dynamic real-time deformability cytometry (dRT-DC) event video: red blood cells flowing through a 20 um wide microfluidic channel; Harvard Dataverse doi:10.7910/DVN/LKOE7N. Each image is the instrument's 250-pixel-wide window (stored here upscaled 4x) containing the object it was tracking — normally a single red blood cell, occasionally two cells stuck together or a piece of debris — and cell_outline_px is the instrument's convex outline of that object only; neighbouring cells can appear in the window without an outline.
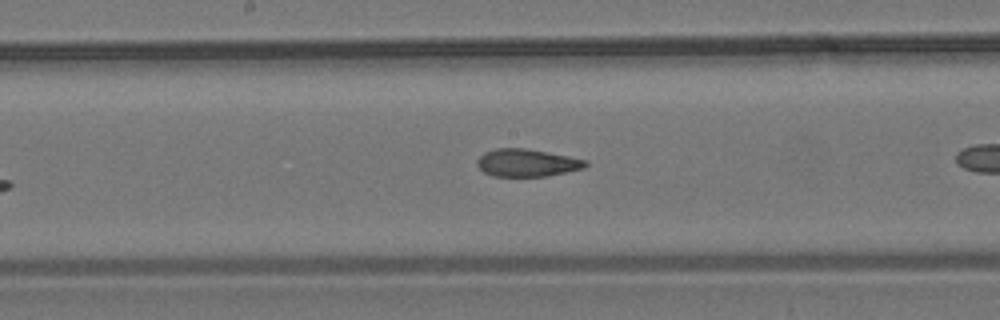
{"species": "common noctule bat (a hibernating species)", "species_latin": "Nyctalus noctula", "temperature_condition": "room temperature", "stored_images_in_passage": 16, "camera_frame_rate_fps": 3000, "um_per_image_px": 0.085, "animal": {"sex": "male", "body_mass_g": 19.2, "forearm_length_mm": 51.8}, "frame": {"image": 1, "passage_image": 14, "time_ms": 4.333, "image_size_px": [1000, 320], "cell_outline_px": [[588, 164], [584, 168], [548, 176], [492, 176], [484, 172], [476, 164], [476, 160], [484, 152], [496, 148], [524, 148], [568, 156], [588, 160]], "centroid_in_image_um": [44.78, 13.84], "position_along_channel_um": 203.4, "area_um2": 17.4}}